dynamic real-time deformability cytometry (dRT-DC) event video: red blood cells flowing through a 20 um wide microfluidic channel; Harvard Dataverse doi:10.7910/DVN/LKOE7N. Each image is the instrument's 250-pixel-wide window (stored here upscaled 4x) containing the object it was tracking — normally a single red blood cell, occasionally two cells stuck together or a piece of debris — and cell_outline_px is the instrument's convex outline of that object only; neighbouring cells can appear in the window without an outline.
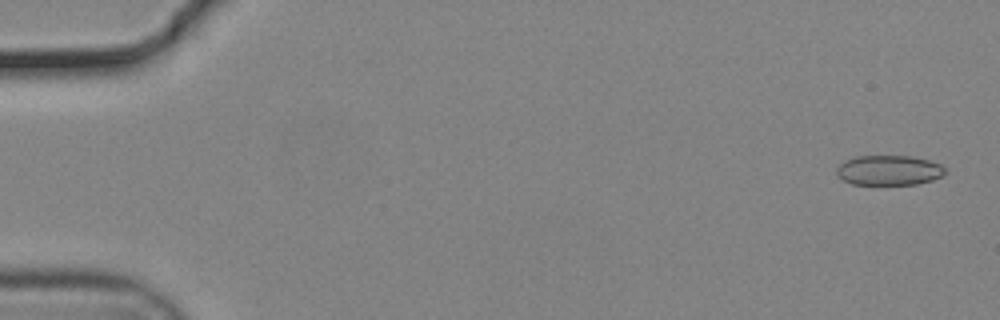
{"species": "common noctule bat (a hibernating species)", "species_latin": "Nyctalus noctula", "temperature_condition": "cold", "stored_images_in_passage": 10, "camera_frame_rate_fps": 3000, "um_per_image_px": 0.085, "animal": {"sex": "male", "body_mass_g": 19.2, "forearm_length_mm": 51.8}, "frame": {"image": 1, "passage_image": 2, "time_ms": 0.333, "image_size_px": [1000, 320], "cell_outline_px": [[948, 172], [932, 180], [916, 184], [852, 184], [836, 176], [836, 168], [844, 160], [856, 156], [912, 156], [928, 160], [940, 164], [948, 168]], "centroid_in_image_um": [75.56, 14.46], "position_along_channel_um": 9.4, "area_um2": 19.07}}